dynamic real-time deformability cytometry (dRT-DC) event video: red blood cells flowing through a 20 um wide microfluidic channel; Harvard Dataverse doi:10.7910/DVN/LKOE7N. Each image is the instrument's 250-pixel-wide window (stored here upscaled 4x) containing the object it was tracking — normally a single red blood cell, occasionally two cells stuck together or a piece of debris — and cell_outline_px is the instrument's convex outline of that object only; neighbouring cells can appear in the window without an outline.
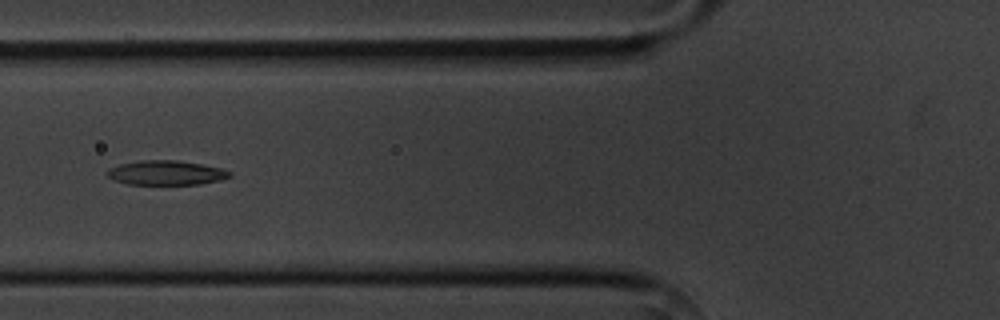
{"species": "common noctule bat (a hibernating species)", "species_latin": "Nyctalus noctula", "temperature_condition": "cold", "stored_images_in_passage": 5, "camera_frame_rate_fps": 3000, "um_per_image_px": 0.085, "animal": {"sex": "male", "body_mass_g": 20.1, "forearm_length_mm": 53.5}, "frame": {"image": 1, "passage_image": 5, "time_ms": 4.667, "image_size_px": [1000, 320], "cell_outline_px": [[232, 176], [220, 180], [200, 184], [128, 184], [112, 180], [108, 176], [108, 168], [120, 164], [140, 160], [176, 160], [200, 164], [220, 168], [232, 172]], "centroid_in_image_um": [14.11, 14.69], "position_along_channel_um": 111.7, "area_um2": 17.4}}